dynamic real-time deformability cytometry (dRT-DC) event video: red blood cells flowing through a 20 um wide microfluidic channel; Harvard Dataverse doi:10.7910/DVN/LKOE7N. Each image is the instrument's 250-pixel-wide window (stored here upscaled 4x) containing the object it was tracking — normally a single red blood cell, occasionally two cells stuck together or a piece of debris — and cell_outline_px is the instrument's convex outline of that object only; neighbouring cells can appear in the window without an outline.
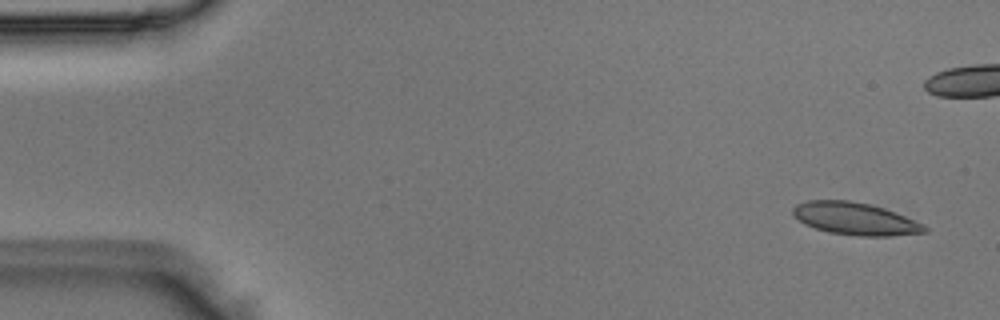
{"species": "Egyptian fruit bat (a non-hibernating species)", "species_latin": "Rousettus aegyptiacus", "temperature_condition": "room temperature", "stored_images_in_passage": 7, "camera_frame_rate_fps": 3000, "um_per_image_px": 0.085, "animal": {"sex": "male"}, "frame": {"image": 1, "passage_image": 1, "time_ms": 0.0, "image_size_px": [1000, 320], "cell_outline_px": [[928, 232], [892, 236], [856, 236], [828, 232], [804, 224], [792, 212], [792, 208], [796, 204], [808, 200], [848, 200], [868, 204], [884, 208], [924, 224], [928, 228]], "centroid_in_image_um": [72.7, 18.6], "position_along_channel_um": 12.3, "area_um2": 24.8}}
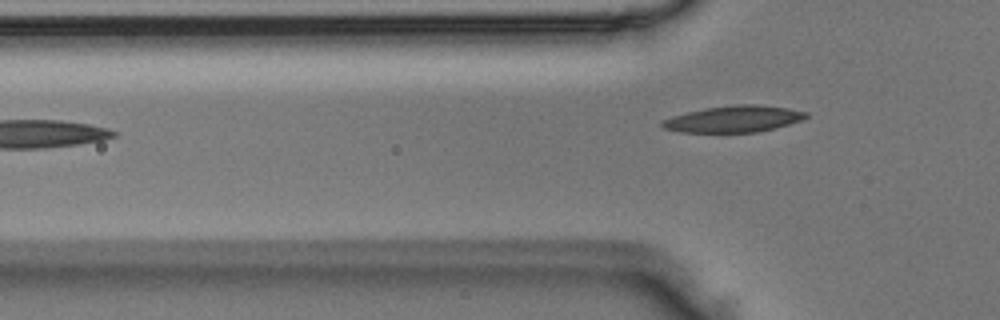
{"frame": {"image": 2, "passage_image": 7, "time_ms": 2.0, "image_size_px": [1000, 320], "cell_outline_px": [[808, 116], [800, 120], [776, 128], [760, 132], [680, 132], [664, 128], [660, 124], [660, 120], [672, 116], [688, 112], [708, 108], [740, 104], [756, 104], [788, 108], [808, 112]], "centroid_in_image_um": [62.36, 10.12], "position_along_channel_um": 63.4, "area_um2": 22.08}}